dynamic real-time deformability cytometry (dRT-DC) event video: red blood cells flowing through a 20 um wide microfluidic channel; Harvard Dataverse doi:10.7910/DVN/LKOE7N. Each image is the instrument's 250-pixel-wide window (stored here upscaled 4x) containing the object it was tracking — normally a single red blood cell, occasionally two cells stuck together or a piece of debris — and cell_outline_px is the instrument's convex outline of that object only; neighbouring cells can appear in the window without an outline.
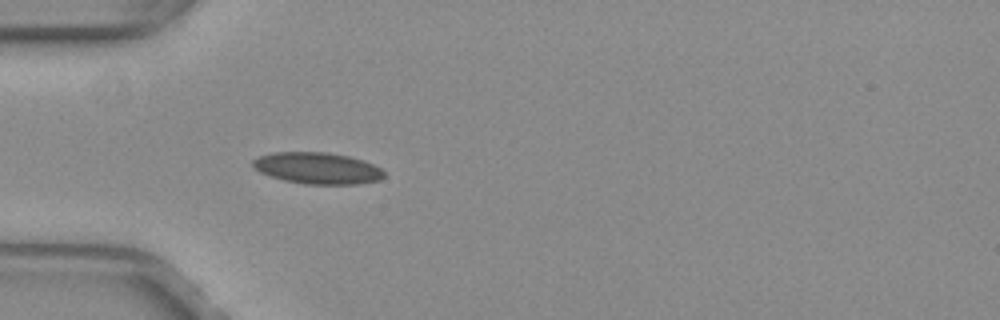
{"species": "common noctule bat (a hibernating species)", "species_latin": "Nyctalus noctula", "temperature_condition": "warm", "stored_images_in_passage": 33, "camera_frame_rate_fps": 3000, "um_per_image_px": 0.085, "animal": {"sex": "female", "body_mass_g": 29.2, "forearm_length_mm": 56.3}, "frame": {"image": 1, "passage_image": 1, "time_ms": 0.0, "image_size_px": [1000, 320], "cell_outline_px": [[384, 176], [380, 180], [360, 184], [304, 184], [284, 180], [260, 172], [252, 168], [252, 160], [260, 156], [272, 152], [328, 152], [348, 156], [364, 160], [380, 168], [384, 172]], "centroid_in_image_um": [26.98, 14.29], "position_along_channel_um": 58.0, "area_um2": 24.16}}
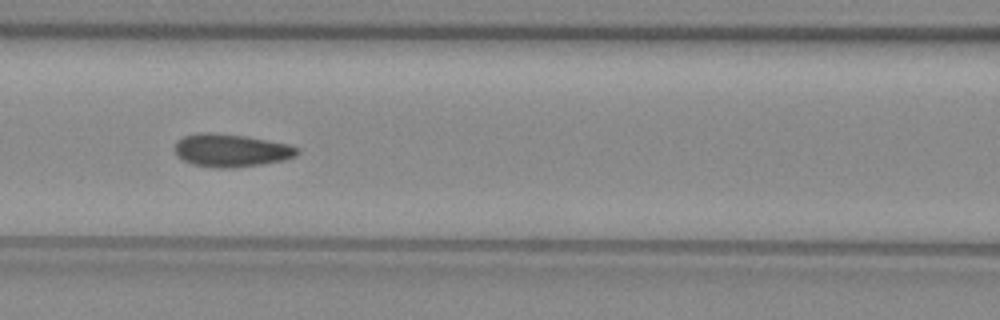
{"frame": {"image": 2, "passage_image": 8, "time_ms": 2.333, "image_size_px": [1000, 320], "cell_outline_px": [[300, 152], [296, 156], [284, 160], [236, 168], [216, 168], [192, 164], [176, 156], [176, 140], [184, 136], [196, 132], [212, 132], [244, 136], [288, 144], [300, 148]], "centroid_in_image_um": [19.64, 12.78], "position_along_channel_um": 147.0, "area_um2": 23.58}}
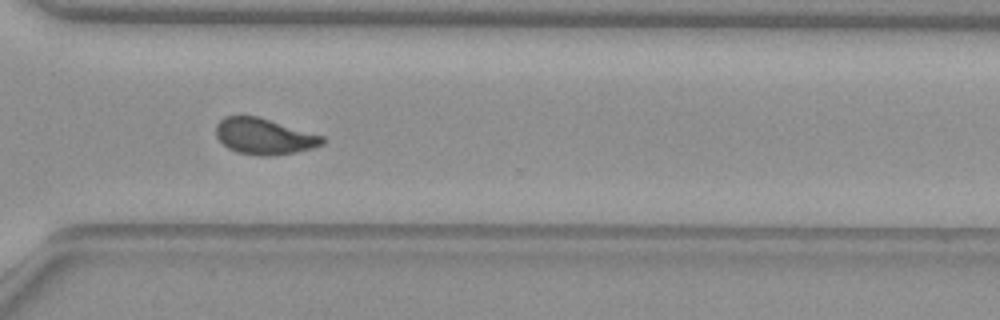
{"frame": {"image": 3, "passage_image": 23, "time_ms": 7.333, "image_size_px": [1000, 320], "cell_outline_px": [[324, 144], [312, 148], [296, 152], [268, 156], [260, 156], [236, 152], [228, 148], [216, 136], [216, 124], [224, 116], [256, 116], [324, 136]], "centroid_in_image_um": [22.44, 11.6], "position_along_channel_um": 348.2, "area_um2": 22.2}, "authors_computed_cell_mechanics": {"area_um2": 22.7732, "velocity_mm_per_s": 4.0308, "shape_relaxation_time_tau1_ms": null, "shape_relaxation_time_tau2_ms": 0.4983, "deformation_change_tau1": null, "deformation_change_tau2": 0.0529}}